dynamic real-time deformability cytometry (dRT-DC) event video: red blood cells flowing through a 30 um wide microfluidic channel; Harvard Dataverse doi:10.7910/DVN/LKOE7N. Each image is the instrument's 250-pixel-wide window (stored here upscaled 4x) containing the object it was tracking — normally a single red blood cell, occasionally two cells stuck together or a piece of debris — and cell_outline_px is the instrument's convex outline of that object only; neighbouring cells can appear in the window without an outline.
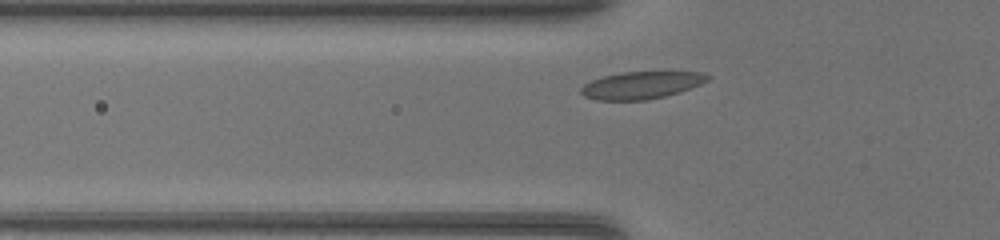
{"species": "common noctule bat (a hibernating species)", "species_latin": "Nyctalus noctula", "temperature_condition": "warm", "stored_images_in_passage": 30, "camera_frame_rate_fps": 3000, "um_per_image_px": 0.085, "animal": {"sex": "female", "body_mass_g": 17.0, "forearm_length_mm": 48.0}, "frame": {"image": 1, "passage_image": 4, "time_ms": 1.0, "image_size_px": [1000, 240], "cell_outline_px": [[712, 76], [708, 80], [700, 84], [680, 92], [648, 100], [596, 100], [584, 96], [580, 92], [580, 88], [584, 84], [592, 80], [604, 76], [620, 72], [700, 72]], "centroid_in_image_um": [54.5, 7.24], "position_along_channel_um": 71.3, "area_um2": 20.11}}
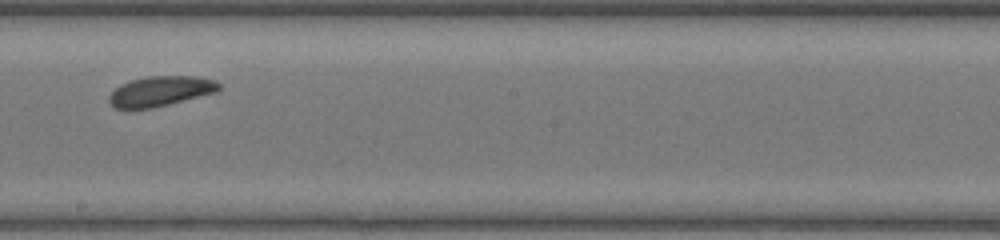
{"frame": {"image": 2, "passage_image": 15, "time_ms": 4.667, "image_size_px": [1000, 240], "cell_outline_px": [[220, 88], [216, 92], [152, 108], [116, 108], [108, 100], [108, 96], [120, 84], [132, 80], [148, 76], [192, 76], [216, 80], [220, 84]], "centroid_in_image_um": [13.64, 7.74], "position_along_channel_um": 234.6, "area_um2": 18.96}}
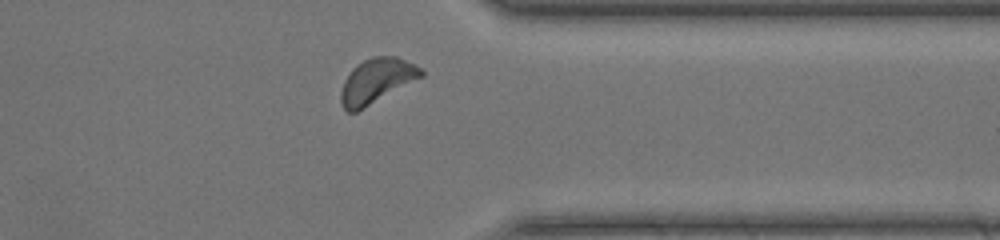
{"frame": {"image": 3, "passage_image": 25, "time_ms": 8.0, "image_size_px": [1000, 240], "cell_outline_px": [[424, 76], [356, 112], [348, 112], [344, 108], [340, 100], [340, 92], [344, 80], [352, 68], [364, 60], [372, 56], [396, 56], [420, 68], [424, 72]], "centroid_in_image_um": [31.99, 6.87], "position_along_channel_um": 379.4, "area_um2": 20.69}}